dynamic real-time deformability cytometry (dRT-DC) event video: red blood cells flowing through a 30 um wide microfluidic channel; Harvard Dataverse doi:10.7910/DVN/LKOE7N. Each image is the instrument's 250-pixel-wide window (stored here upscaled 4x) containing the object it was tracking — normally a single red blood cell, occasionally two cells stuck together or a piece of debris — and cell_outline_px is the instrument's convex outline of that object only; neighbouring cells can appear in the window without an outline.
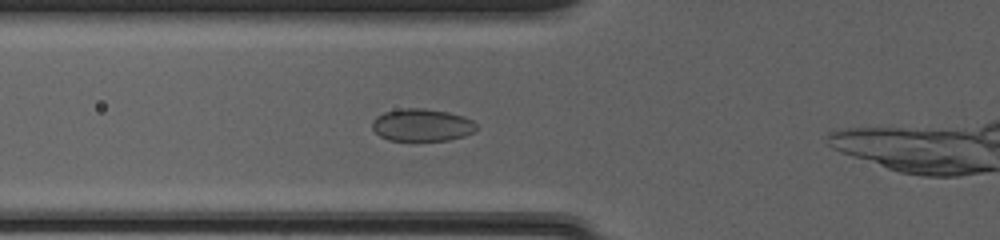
{"species": "common noctule bat (a hibernating species)", "species_latin": "Nyctalus noctula", "temperature_condition": "cold", "stored_images_in_passage": 34, "camera_frame_rate_fps": 3000, "um_per_image_px": 0.085, "animal": {"sex": "female", "body_mass_g": 20.0, "forearm_length_mm": 54.0}, "frame": {"image": 1, "passage_image": 9, "time_ms": 2.667, "image_size_px": [1000, 240], "cell_outline_px": [[476, 128], [472, 132], [464, 136], [448, 140], [416, 144], [388, 140], [380, 136], [372, 128], [372, 120], [376, 116], [384, 112], [400, 108], [424, 108], [448, 112], [464, 116], [472, 120], [476, 124]], "centroid_in_image_um": [35.82, 10.67], "position_along_channel_um": 90.0, "area_um2": 20.58}}
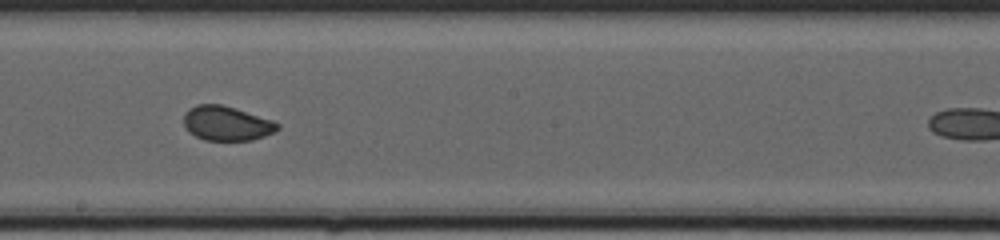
{"frame": {"image": 2, "passage_image": 19, "time_ms": 6.0, "image_size_px": [1000, 240], "cell_outline_px": [[280, 128], [264, 136], [252, 140], [204, 140], [188, 132], [184, 124], [184, 112], [188, 108], [196, 104], [220, 104], [236, 108], [272, 120], [280, 124]], "centroid_in_image_um": [19.23, 10.47], "position_along_channel_um": 229.0, "area_um2": 18.9}}
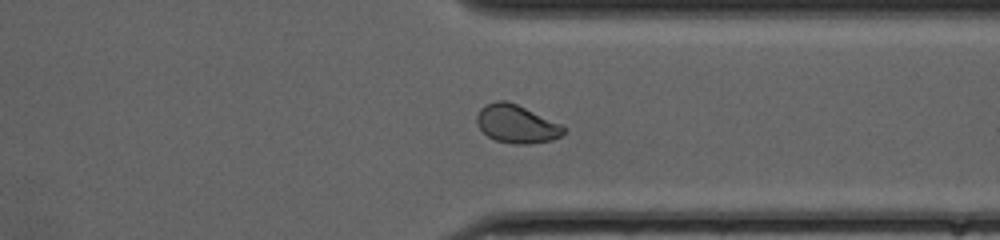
{"frame": {"image": 3, "passage_image": 29, "time_ms": 9.333, "image_size_px": [1000, 240], "cell_outline_px": [[568, 128], [560, 136], [552, 140], [532, 144], [512, 144], [496, 140], [488, 136], [480, 128], [476, 120], [476, 116], [480, 108], [484, 104], [496, 100], [504, 100], [516, 104], [564, 124]], "centroid_in_image_um": [43.94, 10.53], "position_along_channel_um": 367.5, "area_um2": 19.59}}